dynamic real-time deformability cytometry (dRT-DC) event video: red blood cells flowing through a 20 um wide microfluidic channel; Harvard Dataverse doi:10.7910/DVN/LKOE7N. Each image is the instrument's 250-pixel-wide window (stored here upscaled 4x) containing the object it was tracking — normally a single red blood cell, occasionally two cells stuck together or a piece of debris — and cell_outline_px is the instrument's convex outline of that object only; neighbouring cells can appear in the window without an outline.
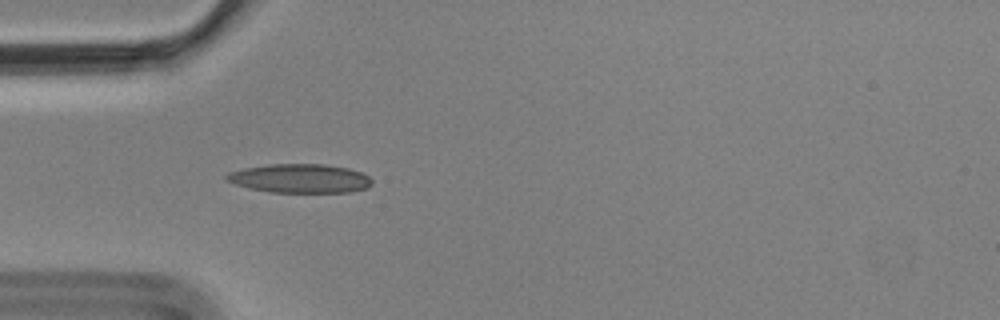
{"species": "Egyptian fruit bat (a non-hibernating species)", "species_latin": "Rousettus aegyptiacus", "temperature_condition": "cold", "stored_images_in_passage": 6, "camera_frame_rate_fps": 3000, "um_per_image_px": 0.085, "animal": {"sex": "male"}, "frame": {"image": 1, "passage_image": 4, "time_ms": 1.0, "image_size_px": [1000, 320], "cell_outline_px": [[372, 184], [368, 188], [348, 192], [272, 192], [248, 188], [224, 180], [224, 176], [228, 172], [244, 168], [268, 164], [324, 164], [348, 168], [360, 172], [368, 176], [372, 180]], "centroid_in_image_um": [25.47, 15.16], "position_along_channel_um": 59.5, "area_um2": 24.57}}
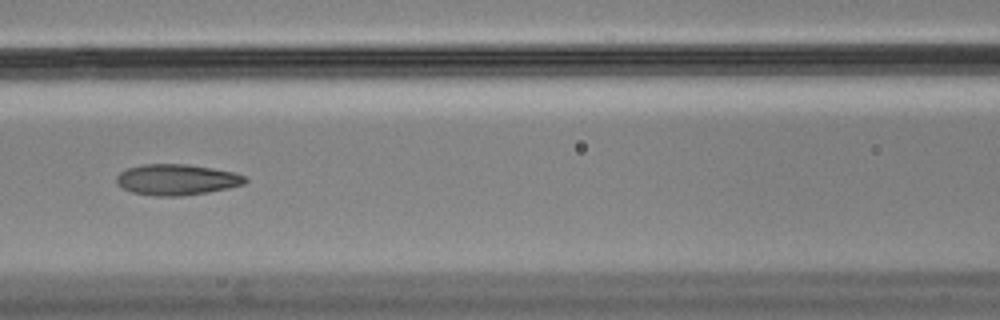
{"frame": {"image": 2, "passage_image": 6, "time_ms": 1.667, "image_size_px": [1000, 320], "cell_outline_px": [[248, 180], [244, 184], [228, 188], [180, 196], [156, 196], [132, 192], [116, 184], [116, 176], [120, 172], [128, 168], [144, 164], [188, 164], [212, 168], [232, 172], [244, 176]], "centroid_in_image_um": [14.99, 15.26], "position_along_channel_um": 151.6, "area_um2": 22.95}}